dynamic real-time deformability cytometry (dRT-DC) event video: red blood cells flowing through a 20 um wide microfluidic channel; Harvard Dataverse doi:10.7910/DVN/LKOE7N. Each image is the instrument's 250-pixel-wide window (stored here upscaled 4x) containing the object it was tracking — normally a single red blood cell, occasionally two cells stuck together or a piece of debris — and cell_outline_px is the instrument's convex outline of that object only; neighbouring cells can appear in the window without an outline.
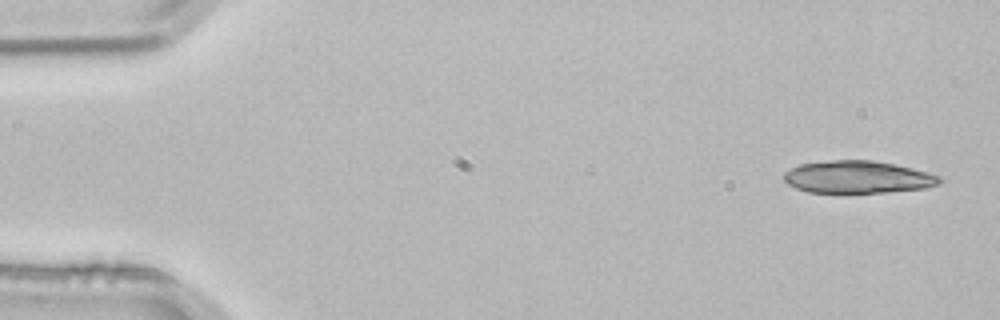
{"species": "common noctule bat (a hibernating species)", "species_latin": "Nyctalus noctula", "temperature_condition": "room temperature", "stored_images_in_passage": 4, "segment_of_instrument_passage": [1, 2], "camera_frame_rate_fps": 3000, "um_per_image_px": 0.085, "animal": {"sex": "male", "body_mass_g": 21.5, "forearm_length_mm": 52.0}, "frame": {"image": 1, "passage_image": 1, "time_ms": 0.0, "image_size_px": [1000, 320], "cell_outline_px": [[944, 180], [940, 184], [924, 188], [884, 192], [808, 192], [796, 188], [788, 184], [784, 180], [784, 172], [800, 164], [832, 160], [872, 160], [892, 164], [940, 176]], "centroid_in_image_um": [72.88, 15.05], "position_along_channel_um": 12.1, "area_um2": 28.96}}